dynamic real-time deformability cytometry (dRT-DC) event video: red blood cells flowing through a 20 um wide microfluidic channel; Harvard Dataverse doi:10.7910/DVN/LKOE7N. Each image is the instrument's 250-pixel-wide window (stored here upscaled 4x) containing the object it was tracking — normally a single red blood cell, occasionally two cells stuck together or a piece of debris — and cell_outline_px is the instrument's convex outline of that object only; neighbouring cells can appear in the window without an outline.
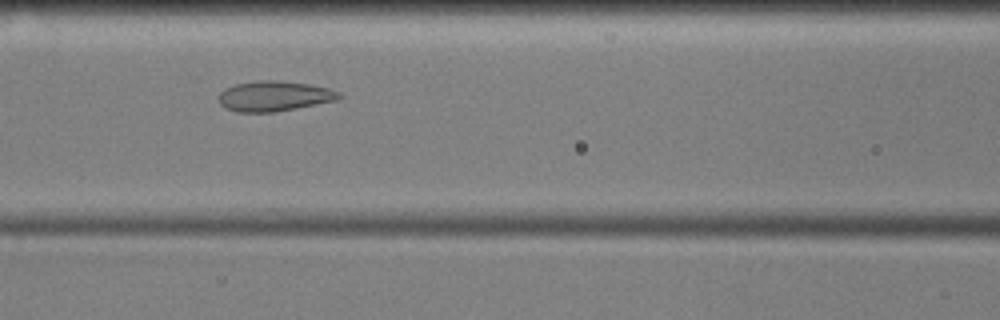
{"species": "common noctule bat (a hibernating species)", "species_latin": "Nyctalus noctula", "temperature_condition": "cold", "stored_images_in_passage": 38, "camera_frame_rate_fps": 3000, "um_per_image_px": 0.085, "animal": {"sex": "male", "body_mass_g": 17.9, "forearm_length_mm": 54.2}, "frame": {"image": 1, "passage_image": 16, "time_ms": 5.0, "image_size_px": [1000, 320], "cell_outline_px": [[344, 96], [336, 100], [276, 112], [236, 112], [224, 108], [220, 104], [220, 92], [224, 88], [236, 84], [260, 80], [276, 80], [308, 84], [328, 88], [340, 92]], "centroid_in_image_um": [23.3, 8.17], "position_along_channel_um": 143.3, "area_um2": 21.15}}
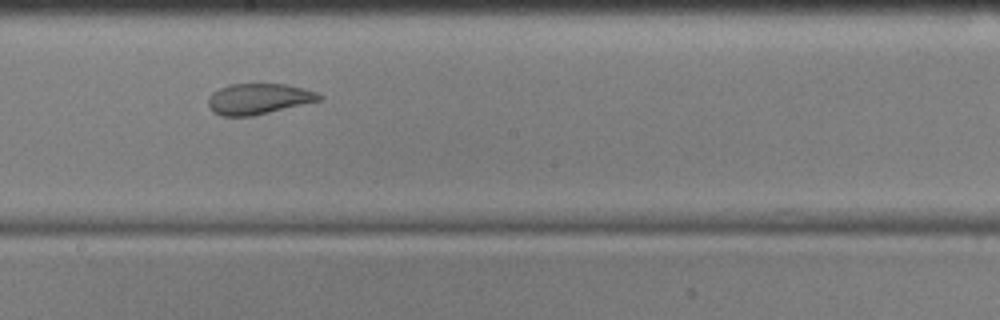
{"frame": {"image": 2, "passage_image": 23, "time_ms": 7.333, "image_size_px": [1000, 320], "cell_outline_px": [[324, 96], [320, 100], [252, 116], [220, 116], [212, 112], [208, 104], [208, 100], [212, 92], [228, 84], [288, 84], [304, 88], [316, 92]], "centroid_in_image_um": [21.95, 8.4], "position_along_channel_um": 226.2, "area_um2": 19.88}}
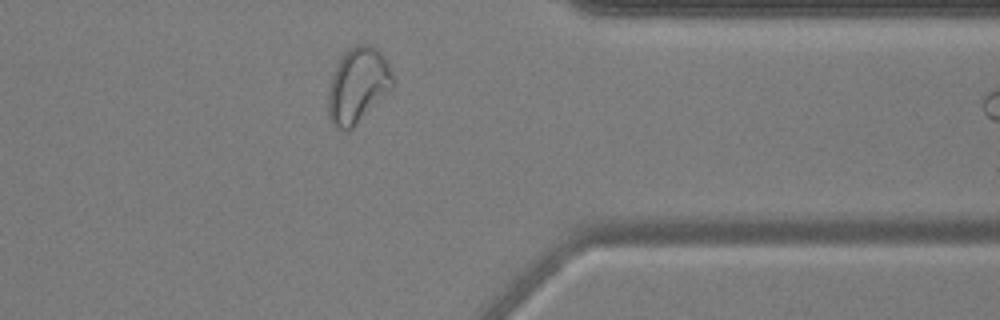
{"frame": {"image": 3, "passage_image": 37, "time_ms": 12.0, "image_size_px": [1000, 320], "cell_outline_px": [[396, 84], [348, 132], [344, 132], [336, 128], [332, 124], [328, 116], [328, 92], [332, 76], [344, 52], [348, 48], [356, 44], [372, 44], [384, 56], [396, 80]], "centroid_in_image_um": [30.42, 7.25], "position_along_channel_um": 381.0, "area_um2": 28.5}}